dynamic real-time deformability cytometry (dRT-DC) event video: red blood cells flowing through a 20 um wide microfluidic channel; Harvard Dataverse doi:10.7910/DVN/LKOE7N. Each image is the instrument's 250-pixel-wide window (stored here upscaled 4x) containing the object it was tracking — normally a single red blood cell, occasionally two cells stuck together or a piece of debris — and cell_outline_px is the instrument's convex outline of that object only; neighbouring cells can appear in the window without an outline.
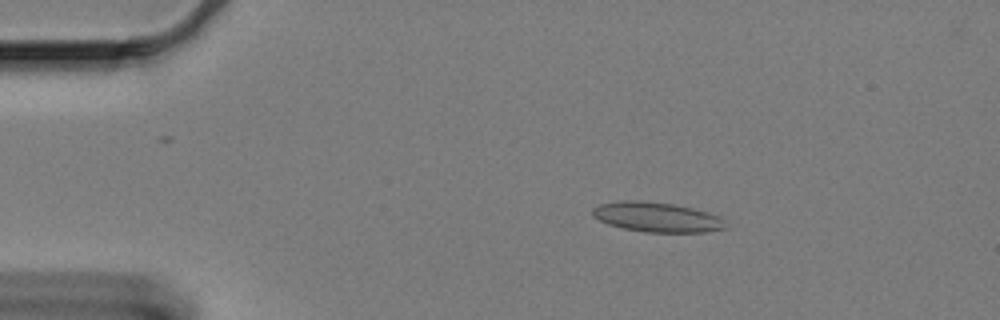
{"species": "Egyptian fruit bat (a non-hibernating species)", "species_latin": "Rousettus aegyptiacus", "temperature_condition": "cold", "stored_images_in_passage": 53, "camera_frame_rate_fps": 3000, "um_per_image_px": 0.085, "animal": {"sex": "female"}, "frame": {"image": 1, "passage_image": 3, "time_ms": 0.667, "image_size_px": [1000, 320], "cell_outline_px": [[728, 228], [704, 232], [644, 232], [624, 228], [608, 224], [592, 216], [592, 208], [600, 204], [624, 200], [640, 200], [672, 204], [692, 208], [716, 216]], "centroid_in_image_um": [55.76, 18.45], "position_along_channel_um": 29.2, "area_um2": 22.72}}
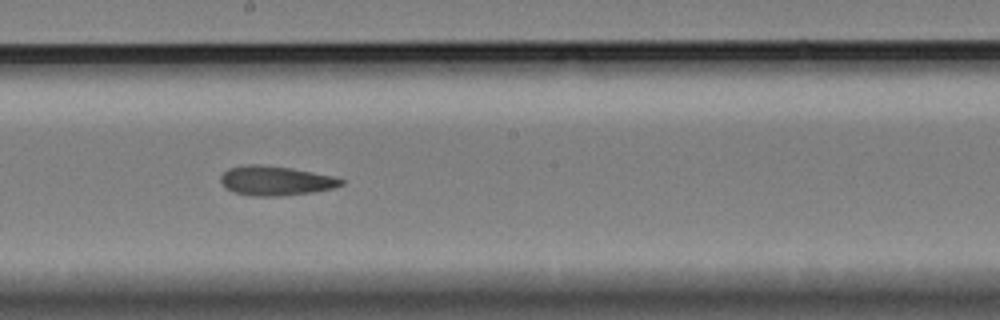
{"frame": {"image": 2, "passage_image": 26, "time_ms": 8.333, "image_size_px": [1000, 320], "cell_outline_px": [[344, 184], [332, 188], [312, 192], [280, 196], [252, 196], [232, 192], [220, 180], [220, 176], [228, 168], [248, 164], [260, 164], [292, 168], [332, 176], [344, 180]], "centroid_in_image_um": [23.41, 15.36], "position_along_channel_um": 224.8, "area_um2": 20.58}}
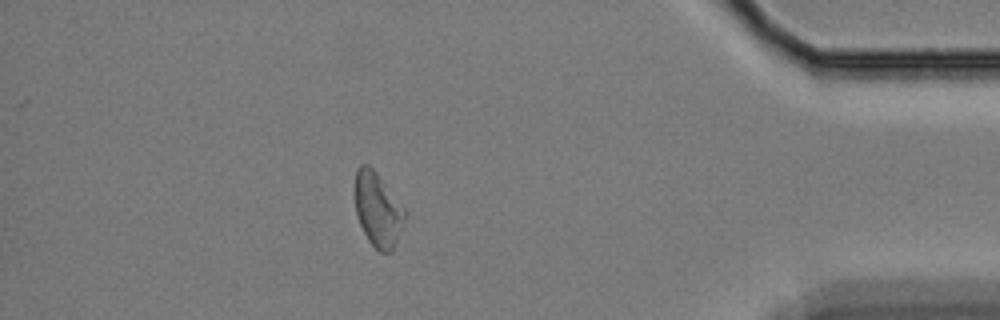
{"frame": {"image": 3, "passage_image": 46, "time_ms": 15.0, "image_size_px": [1000, 320], "cell_outline_px": [[408, 212], [392, 252], [380, 252], [368, 240], [360, 224], [356, 212], [356, 168], [360, 164], [368, 164], [376, 172]], "centroid_in_image_um": [32.14, 17.82], "position_along_channel_um": 403.1, "area_um2": 21.33}, "authors_computed_cell_mechanics": {"area_um2": 21.3282, "velocity_mm_per_s": 3.2733, "shape_relaxation_time_tau1_ms": null, "shape_relaxation_time_tau2_ms": 7.8089, "deformation_change_tau1": null, "deformation_change_tau2": 0.1318}}